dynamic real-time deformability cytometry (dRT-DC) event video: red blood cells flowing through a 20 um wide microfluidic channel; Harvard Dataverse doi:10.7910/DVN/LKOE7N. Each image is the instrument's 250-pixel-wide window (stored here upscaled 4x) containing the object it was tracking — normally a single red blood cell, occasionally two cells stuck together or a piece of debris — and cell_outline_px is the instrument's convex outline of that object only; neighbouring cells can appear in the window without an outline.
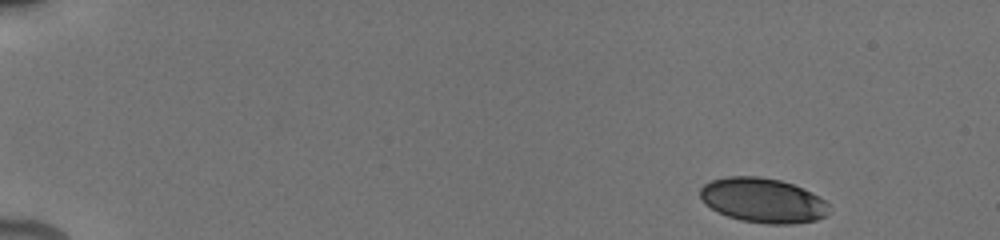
{"species": "human", "species_latin": "Homo sapiens", "temperature_condition": "cold", "stored_images_in_passage": 41, "camera_frame_rate_fps": 3000, "um_per_image_px": 0.085, "donor": {"sex": "male"}, "frame": {"image": 1, "passage_image": 1, "time_ms": 0.0, "image_size_px": [1000, 240], "cell_outline_px": [[828, 216], [816, 220], [792, 224], [768, 224], [740, 220], [728, 216], [704, 204], [700, 196], [700, 188], [704, 184], [712, 180], [728, 176], [760, 176], [780, 180], [792, 184], [812, 192], [820, 196], [828, 204]], "centroid_in_image_um": [64.86, 17.03], "position_along_channel_um": 20.1, "area_um2": 33.64}}
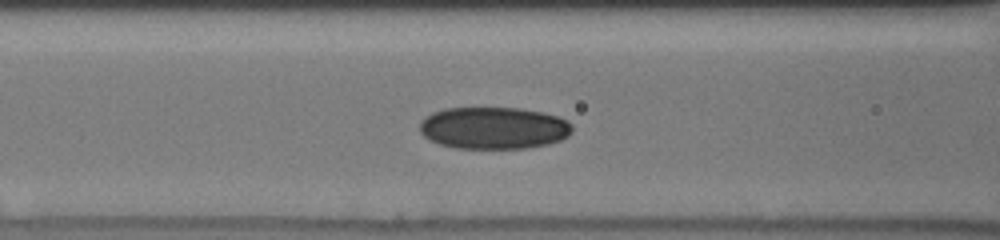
{"frame": {"image": 2, "passage_image": 16, "time_ms": 6.333, "image_size_px": [1000, 240], "cell_outline_px": [[572, 132], [568, 136], [560, 140], [548, 144], [524, 148], [456, 148], [440, 144], [428, 140], [420, 132], [420, 120], [424, 116], [432, 112], [444, 108], [520, 108], [540, 112], [556, 116], [568, 120], [572, 124]], "centroid_in_image_um": [41.93, 10.87], "position_along_channel_um": 124.7, "area_um2": 37.57}}
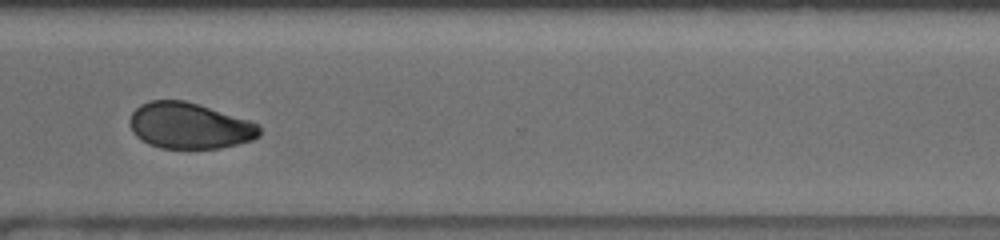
{"frame": {"image": 3, "passage_image": 32, "time_ms": 12.333, "image_size_px": [1000, 240], "cell_outline_px": [[260, 136], [252, 140], [220, 148], [160, 148], [148, 144], [140, 140], [132, 132], [128, 120], [132, 112], [140, 104], [148, 100], [184, 100], [248, 120], [260, 124]], "centroid_in_image_um": [16.06, 10.69], "position_along_channel_um": 354.5, "area_um2": 34.85}, "authors_computed_cell_mechanics": {"area_um2": 35.3736, "velocity_mm_per_s": 3.8404, "shape_relaxation_time_tau1_ms": 8.6516, "shape_relaxation_time_tau2_ms": 3.3024, "deformation_change_tau1": 0.1507, "deformation_change_tau2": 0.0626}}